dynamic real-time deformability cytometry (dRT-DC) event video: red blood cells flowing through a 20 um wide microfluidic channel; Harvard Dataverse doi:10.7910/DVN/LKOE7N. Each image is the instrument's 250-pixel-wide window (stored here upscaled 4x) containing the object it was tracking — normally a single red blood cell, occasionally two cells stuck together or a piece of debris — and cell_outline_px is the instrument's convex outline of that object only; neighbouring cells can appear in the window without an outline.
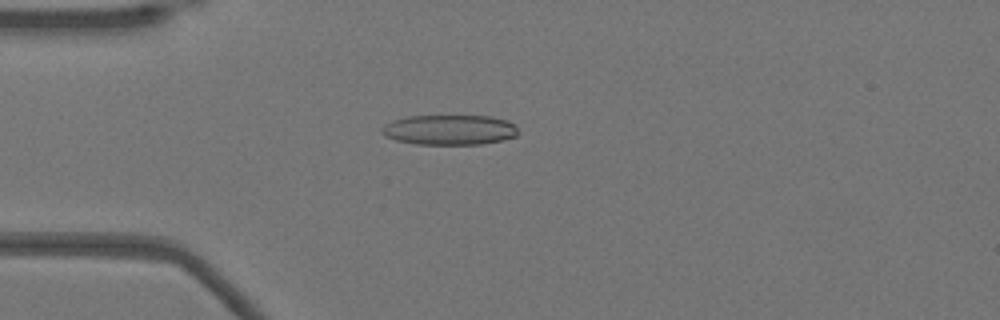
{"species": "Egyptian fruit bat (a non-hibernating species)", "species_latin": "Rousettus aegyptiacus", "temperature_condition": "warm", "stored_images_in_passage": 51, "camera_frame_rate_fps": 3000, "um_per_image_px": 0.085, "animal": {"sex": "female"}, "frame": {"image": 1, "passage_image": 13, "time_ms": 4.0, "image_size_px": [1000, 320], "cell_outline_px": [[520, 132], [516, 136], [504, 140], [480, 144], [416, 144], [396, 140], [384, 136], [380, 132], [380, 128], [384, 124], [392, 120], [408, 116], [488, 116], [508, 120]], "centroid_in_image_um": [38.18, 11.03], "position_along_channel_um": 46.8, "area_um2": 24.04}}
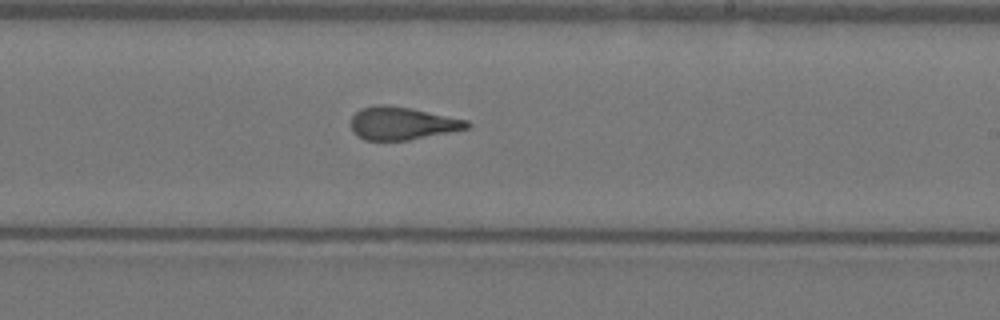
{"frame": {"image": 2, "passage_image": 30, "time_ms": 9.667, "image_size_px": [1000, 320], "cell_outline_px": [[472, 128], [408, 140], [364, 140], [356, 136], [352, 132], [352, 116], [360, 108], [376, 104], [388, 104], [412, 108], [468, 120], [472, 124]], "centroid_in_image_um": [34.2, 10.47], "position_along_channel_um": 254.8, "area_um2": 22.54}}
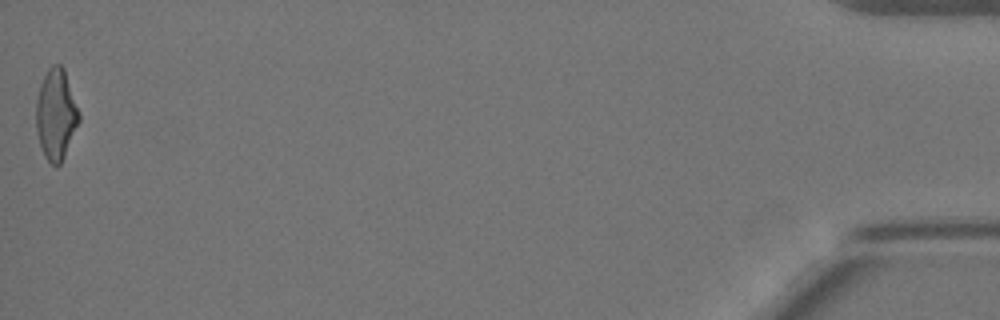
{"frame": {"image": 3, "passage_image": 51, "time_ms": 16.667, "image_size_px": [1000, 320], "cell_outline_px": [[80, 120], [64, 156], [60, 164], [56, 168], [44, 156], [36, 132], [36, 100], [40, 84], [48, 68], [52, 64], [60, 64], [64, 68], [80, 112]], "centroid_in_image_um": [4.76, 9.71], "position_along_channel_um": 430.4, "area_um2": 22.77}, "authors_computed_cell_mechanics": {"area_um2": 22.9466, "velocity_mm_per_s": 3.9254, "shape_relaxation_time_tau1_ms": null, "shape_relaxation_time_tau2_ms": 1.4267, "deformation_change_tau1": null, "deformation_change_tau2": 0.114}}